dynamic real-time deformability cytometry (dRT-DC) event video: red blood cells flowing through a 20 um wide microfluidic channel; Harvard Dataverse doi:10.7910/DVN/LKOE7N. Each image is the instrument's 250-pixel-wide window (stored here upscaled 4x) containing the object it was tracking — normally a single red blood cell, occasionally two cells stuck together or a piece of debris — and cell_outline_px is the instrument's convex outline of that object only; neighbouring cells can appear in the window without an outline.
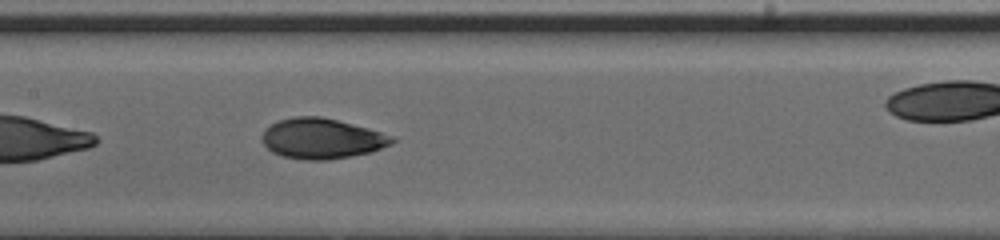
{"species": "human", "species_latin": "Homo sapiens", "temperature_condition": "cold", "stored_images_in_passage": 34, "segment_of_instrument_passage": [2, 2], "camera_frame_rate_fps": 3000, "um_per_image_px": 0.085, "donor": {"sex": "male"}, "frame": {"image": 1, "passage_image": 13, "time_ms": 4.0, "image_size_px": [1000, 240], "cell_outline_px": [[396, 140], [392, 144], [372, 152], [324, 160], [304, 160], [284, 156], [272, 152], [264, 144], [260, 136], [264, 128], [280, 120], [296, 116], [320, 116], [368, 128], [396, 136]], "centroid_in_image_um": [27.36, 11.77], "position_along_channel_um": 180.0, "area_um2": 30.58}}
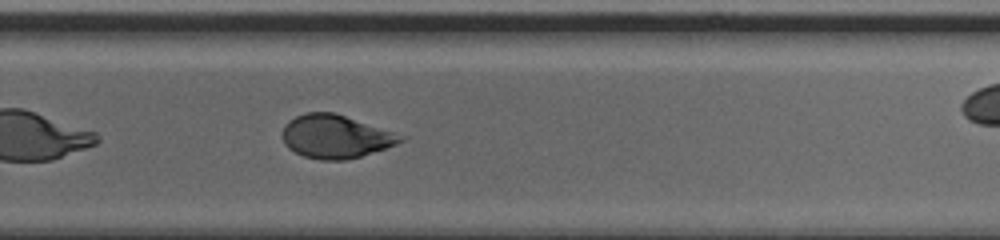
{"frame": {"image": 2, "passage_image": 21, "time_ms": 6.667, "image_size_px": [1000, 240], "cell_outline_px": [[408, 136], [404, 140], [396, 144], [360, 156], [344, 160], [320, 160], [304, 156], [288, 148], [284, 144], [284, 124], [288, 120], [304, 112], [336, 112]], "centroid_in_image_um": [28.55, 11.58], "position_along_channel_um": 301.3, "area_um2": 29.94}}
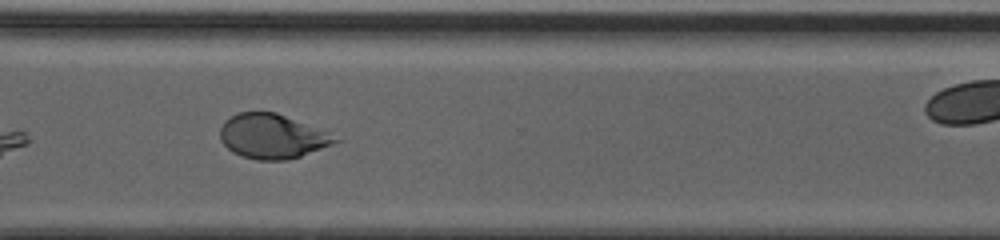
{"frame": {"image": 3, "passage_image": 24, "time_ms": 7.667, "image_size_px": [1000, 240], "cell_outline_px": [[340, 140], [332, 144], [300, 156], [288, 160], [256, 160], [232, 152], [220, 140], [220, 128], [224, 120], [240, 112], [276, 112], [324, 132]], "centroid_in_image_um": [23.05, 11.6], "position_along_channel_um": 347.5, "area_um2": 29.13}}